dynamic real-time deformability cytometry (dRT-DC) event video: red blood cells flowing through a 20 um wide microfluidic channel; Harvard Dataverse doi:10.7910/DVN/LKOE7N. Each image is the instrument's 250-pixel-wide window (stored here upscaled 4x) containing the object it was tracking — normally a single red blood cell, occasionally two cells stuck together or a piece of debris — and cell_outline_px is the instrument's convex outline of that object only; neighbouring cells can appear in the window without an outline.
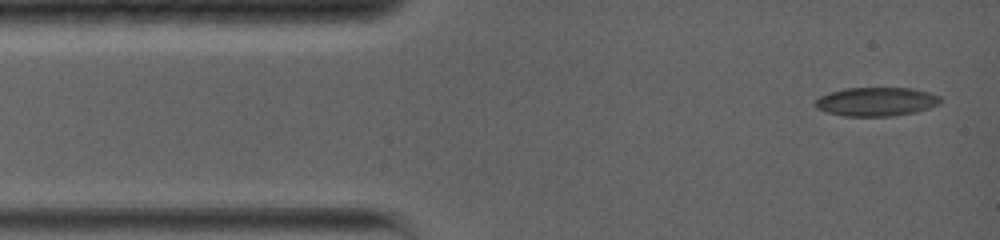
{"species": "common noctule bat (a hibernating species)", "species_latin": "Nyctalus noctula", "temperature_condition": "warm", "stored_images_in_passage": 10, "camera_frame_rate_fps": 5000, "um_per_image_px": 0.085, "animal": {"sex": "female", "body_mass_g": 19.0, "forearm_length_mm": 56.7}, "frame": {"image": 1, "passage_image": 1, "time_ms": 0.0, "image_size_px": [1000, 240], "cell_outline_px": [[944, 100], [940, 104], [916, 112], [892, 116], [844, 116], [828, 112], [816, 108], [816, 100], [820, 96], [832, 92], [848, 88], [912, 88], [928, 92], [940, 96]], "centroid_in_image_um": [74.54, 8.64], "position_along_channel_um": 10.5, "area_um2": 20.92}}
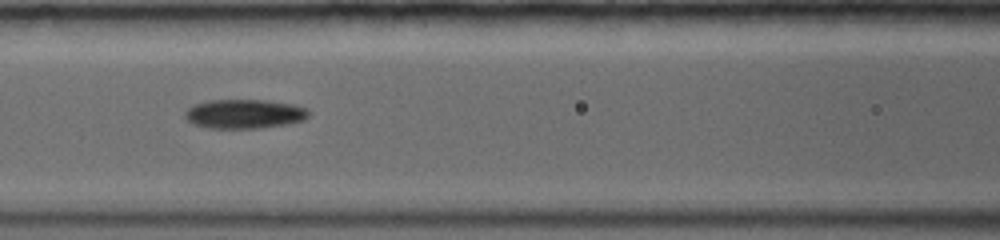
{"frame": {"image": 2, "passage_image": 6, "time_ms": 5.2, "image_size_px": [1000, 240], "cell_outline_px": [[308, 116], [304, 120], [288, 124], [260, 128], [208, 128], [192, 124], [184, 116], [184, 112], [192, 104], [208, 100], [268, 100], [292, 104], [308, 108]], "centroid_in_image_um": [20.75, 9.68], "position_along_channel_um": 145.9, "area_um2": 21.27}}
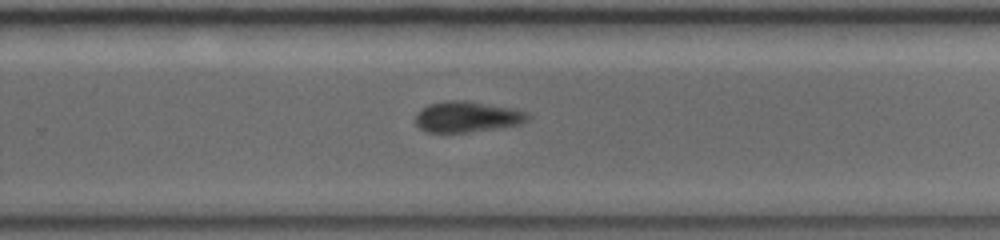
{"frame": {"image": 3, "passage_image": 10, "time_ms": 9.0, "image_size_px": [1000, 240], "cell_outline_px": [[532, 116], [528, 120], [520, 124], [496, 128], [464, 132], [424, 132], [416, 124], [416, 112], [420, 108], [428, 104], [448, 100], [464, 100], [516, 108]], "centroid_in_image_um": [39.69, 9.91], "position_along_channel_um": 290.1, "area_um2": 20.29}}